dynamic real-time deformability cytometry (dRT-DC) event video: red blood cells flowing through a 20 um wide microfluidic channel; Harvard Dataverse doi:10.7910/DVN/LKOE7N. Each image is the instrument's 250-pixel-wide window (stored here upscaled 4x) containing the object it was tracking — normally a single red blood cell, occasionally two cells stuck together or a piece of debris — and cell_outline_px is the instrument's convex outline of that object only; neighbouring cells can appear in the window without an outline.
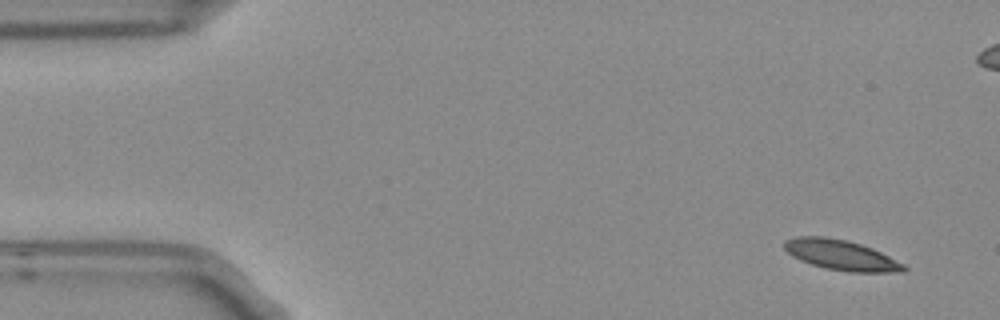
{"species": "Egyptian fruit bat (a non-hibernating species)", "species_latin": "Rousettus aegyptiacus", "temperature_condition": "room temperature", "stored_images_in_passage": 13, "segment_of_instrument_passage": [1, 2], "camera_frame_rate_fps": 3000, "um_per_image_px": 0.085, "frame": {"image": 1, "passage_image": 1, "time_ms": 0.0, "image_size_px": [1000, 320], "cell_outline_px": [[908, 268], [904, 272], [848, 272], [824, 268], [800, 260], [792, 256], [784, 248], [784, 240], [796, 236], [824, 236], [844, 240], [860, 244], [872, 248], [904, 264]], "centroid_in_image_um": [71.48, 21.68], "position_along_channel_um": 13.5, "area_um2": 20.98}}
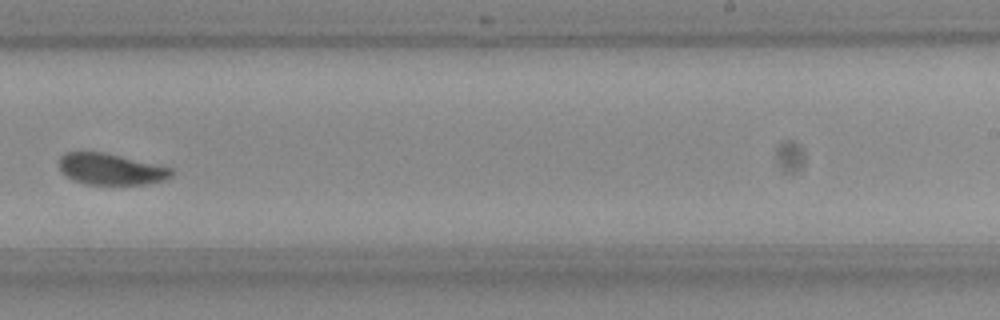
{"frame": {"image": 2, "passage_image": 9, "time_ms": 2.667, "image_size_px": [1000, 320], "cell_outline_px": [[172, 176], [164, 180], [144, 184], [84, 184], [72, 180], [60, 168], [60, 156], [68, 152], [104, 152], [172, 168]], "centroid_in_image_um": [9.42, 14.38], "position_along_channel_um": 279.6, "area_um2": 20.17}}
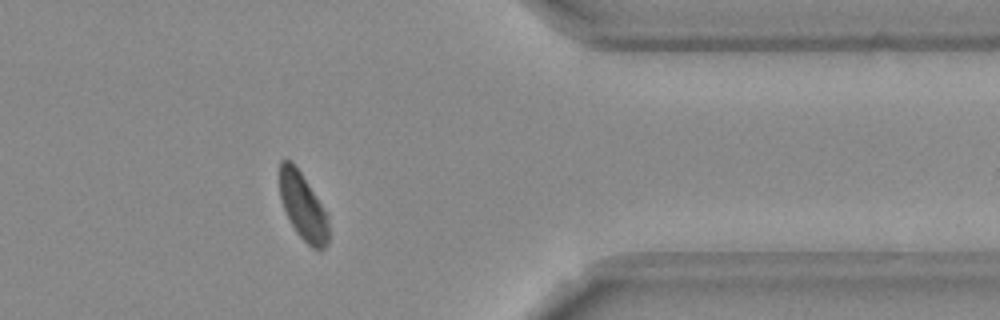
{"frame": {"image": 3, "passage_image": 12, "time_ms": 3.667, "image_size_px": [1000, 320], "cell_outline_px": [[328, 244], [324, 248], [312, 248], [296, 232], [284, 208], [280, 196], [280, 160], [292, 160], [300, 172], [328, 216]], "centroid_in_image_um": [25.75, 17.55], "position_along_channel_um": 385.7, "area_um2": 18.55}}